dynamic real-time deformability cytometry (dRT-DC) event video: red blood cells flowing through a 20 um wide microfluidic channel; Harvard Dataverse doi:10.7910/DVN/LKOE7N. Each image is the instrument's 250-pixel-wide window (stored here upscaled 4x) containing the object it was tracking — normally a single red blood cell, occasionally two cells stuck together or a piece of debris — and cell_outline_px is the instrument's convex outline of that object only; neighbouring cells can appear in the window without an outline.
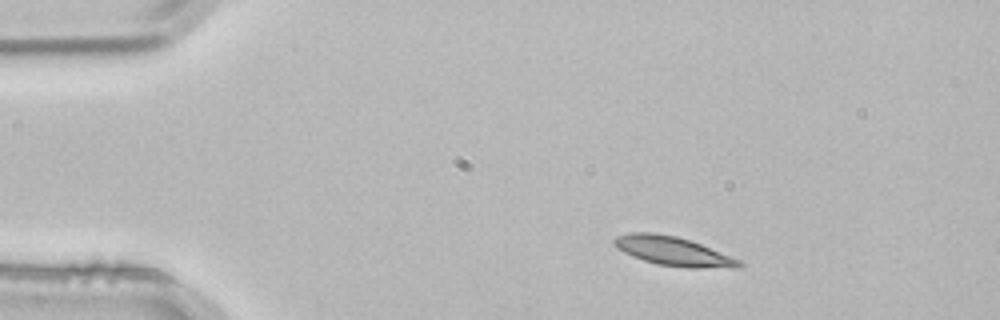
{"species": "common noctule bat (a hibernating species)", "species_latin": "Nyctalus noctula", "temperature_condition": "room temperature", "stored_images_in_passage": 2, "camera_frame_rate_fps": 3000, "um_per_image_px": 0.085, "animal": {"sex": "male", "body_mass_g": 21.5, "forearm_length_mm": 52.0}, "frame": {"image": 1, "passage_image": 1, "time_ms": 0.0, "image_size_px": [1000, 320], "cell_outline_px": [[744, 264], [740, 268], [688, 268], [656, 264], [632, 256], [616, 248], [612, 244], [612, 240], [616, 236], [632, 232], [652, 232], [676, 236], [700, 244], [740, 260]], "centroid_in_image_um": [57.19, 21.36], "position_along_channel_um": 27.8, "area_um2": 21.15}}